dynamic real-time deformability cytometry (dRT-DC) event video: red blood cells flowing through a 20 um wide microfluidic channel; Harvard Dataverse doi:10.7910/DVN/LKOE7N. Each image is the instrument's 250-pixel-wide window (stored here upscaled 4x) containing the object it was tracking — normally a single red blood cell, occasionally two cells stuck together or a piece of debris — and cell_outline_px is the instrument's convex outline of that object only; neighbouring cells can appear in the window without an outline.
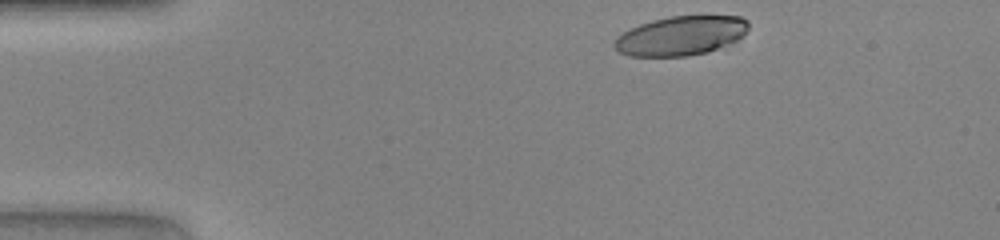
{"species": "human", "species_latin": "Homo sapiens", "temperature_condition": "warm", "stored_images_in_passage": 32, "camera_frame_rate_fps": 3000, "um_per_image_px": 0.085, "donor": {"sex": "female"}, "frame": {"image": 1, "passage_image": 1, "time_ms": 0.0, "image_size_px": [1000, 240], "cell_outline_px": [[748, 28], [736, 40], [728, 44], [708, 52], [688, 56], [628, 56], [620, 52], [612, 44], [624, 32], [640, 24], [652, 20], [668, 16], [740, 16], [748, 20]], "centroid_in_image_um": [57.87, 3.03], "position_along_channel_um": 27.1, "area_um2": 30.4}}
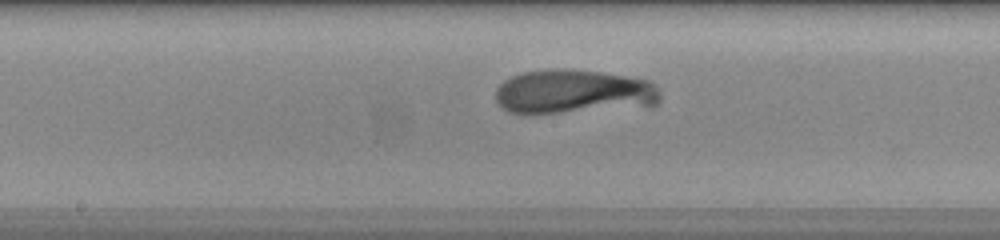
{"frame": {"image": 2, "passage_image": 18, "time_ms": 5.667, "image_size_px": [1000, 240], "cell_outline_px": [[660, 100], [652, 108], [560, 112], [508, 112], [496, 100], [496, 88], [504, 80], [520, 72], [600, 72], [648, 80], [660, 92]], "centroid_in_image_um": [48.85, 7.85], "position_along_channel_um": 199.3, "area_um2": 41.33}}
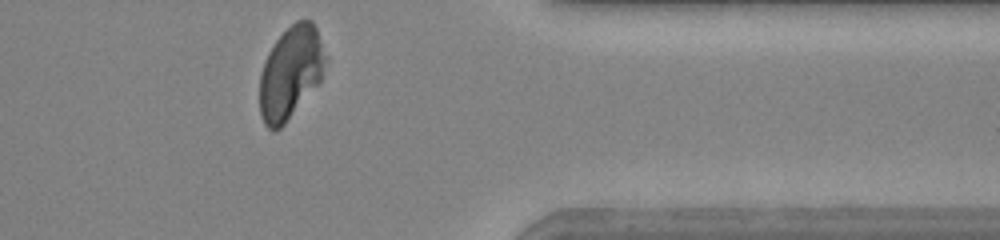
{"frame": {"image": 3, "passage_image": 32, "time_ms": 10.333, "image_size_px": [1000, 240], "cell_outline_px": [[328, 60], [320, 80], [284, 124], [276, 132], [268, 128], [264, 124], [260, 116], [260, 72], [264, 60], [268, 52], [276, 40], [296, 20], [312, 20], [316, 28], [328, 56]], "centroid_in_image_um": [24.7, 6.16], "position_along_channel_um": 386.7, "area_um2": 35.43}}